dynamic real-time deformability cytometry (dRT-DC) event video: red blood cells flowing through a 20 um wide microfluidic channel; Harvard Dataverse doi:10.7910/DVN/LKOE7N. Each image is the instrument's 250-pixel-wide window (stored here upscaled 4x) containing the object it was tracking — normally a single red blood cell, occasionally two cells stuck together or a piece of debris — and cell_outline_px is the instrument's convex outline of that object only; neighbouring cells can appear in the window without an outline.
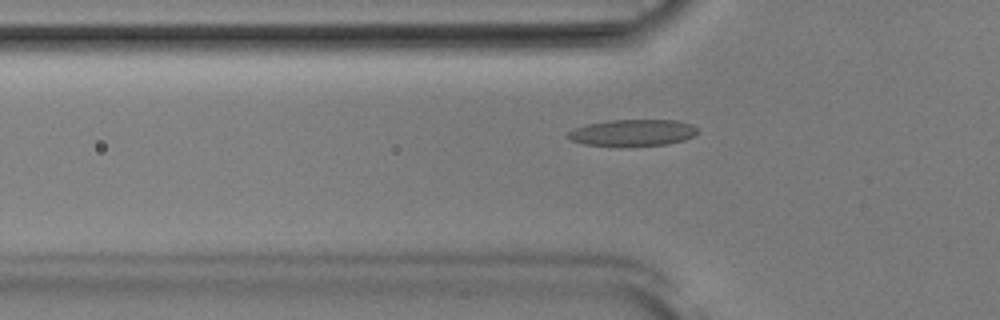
{"species": "Egyptian fruit bat (a non-hibernating species)", "species_latin": "Rousettus aegyptiacus", "temperature_condition": "room temperature", "stored_images_in_passage": 49, "camera_frame_rate_fps": 3000, "um_per_image_px": 0.085, "animal": {"sex": "male"}, "frame": {"image": 1, "passage_image": 18, "time_ms": 5.667, "image_size_px": [1000, 320], "cell_outline_px": [[700, 132], [684, 140], [668, 144], [628, 148], [620, 148], [584, 144], [572, 140], [568, 136], [568, 132], [572, 128], [588, 124], [608, 120], [676, 120], [692, 124], [700, 128]], "centroid_in_image_um": [53.8, 11.31], "position_along_channel_um": 72.0, "area_um2": 20.87}}
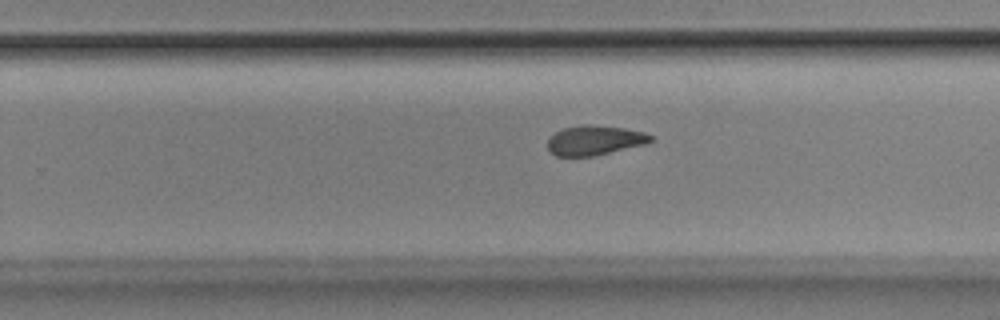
{"frame": {"image": 2, "passage_image": 34, "time_ms": 11.0, "image_size_px": [1000, 320], "cell_outline_px": [[652, 140], [644, 144], [592, 156], [556, 156], [548, 148], [548, 140], [556, 132], [564, 128], [580, 124], [592, 124], [624, 128], [644, 132], [652, 136]], "centroid_in_image_um": [50.53, 11.91], "position_along_channel_um": 279.3, "area_um2": 17.57}}
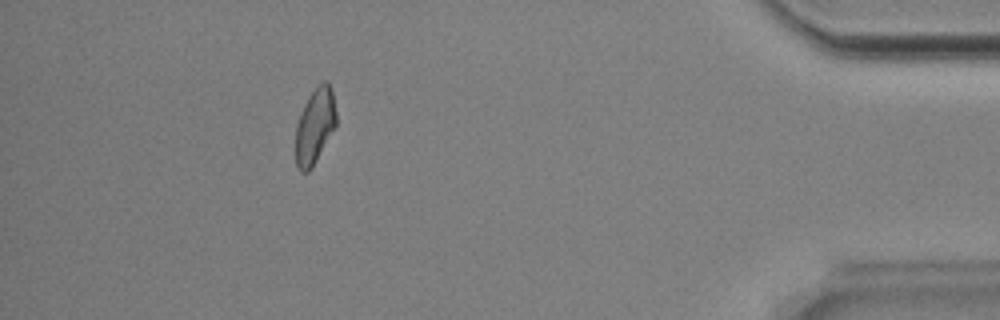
{"frame": {"image": 3, "passage_image": 48, "time_ms": 15.667, "image_size_px": [1000, 320], "cell_outline_px": [[336, 124], [312, 168], [308, 172], [300, 172], [296, 168], [296, 124], [304, 104], [308, 96], [324, 80], [328, 80], [332, 88], [336, 112]], "centroid_in_image_um": [26.76, 10.71], "position_along_channel_um": 408.4, "area_um2": 17.8}}